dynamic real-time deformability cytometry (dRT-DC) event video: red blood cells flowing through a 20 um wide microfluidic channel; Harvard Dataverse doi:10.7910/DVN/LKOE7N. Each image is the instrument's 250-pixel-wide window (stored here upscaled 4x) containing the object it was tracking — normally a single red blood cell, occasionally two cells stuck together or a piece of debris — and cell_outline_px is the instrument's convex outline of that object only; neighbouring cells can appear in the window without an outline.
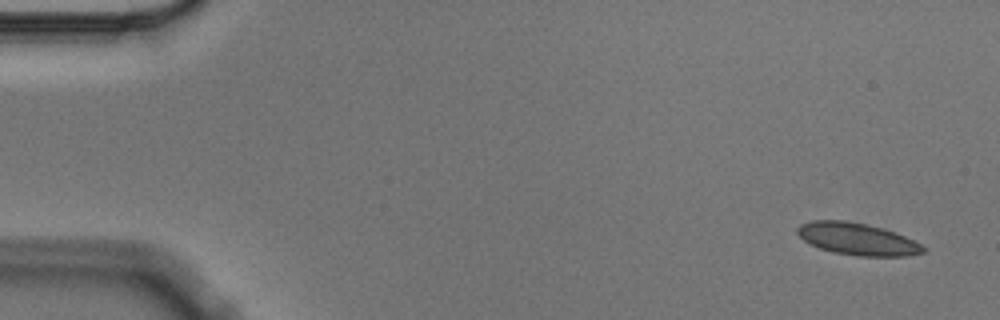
{"species": "Egyptian fruit bat (a non-hibernating species)", "species_latin": "Rousettus aegyptiacus", "temperature_condition": "cold", "stored_images_in_passage": 7, "camera_frame_rate_fps": 3000, "um_per_image_px": 0.085, "animal": {"sex": "male"}, "frame": {"image": 1, "passage_image": 1, "time_ms": 0.0, "image_size_px": [1000, 320], "cell_outline_px": [[928, 252], [908, 256], [856, 256], [832, 252], [820, 248], [804, 240], [796, 232], [796, 228], [800, 224], [812, 220], [844, 220], [868, 224], [904, 236], [928, 248]], "centroid_in_image_um": [72.88, 20.32], "position_along_channel_um": 12.1, "area_um2": 23.52}}
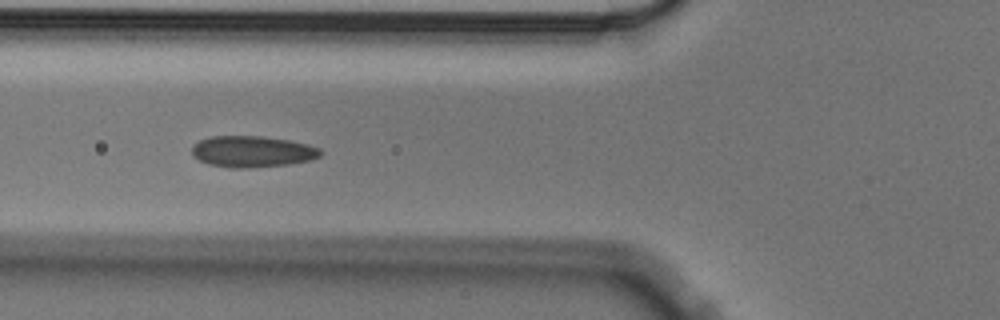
{"frame": {"image": 2, "passage_image": 6, "time_ms": 1.667, "image_size_px": [1000, 320], "cell_outline_px": [[324, 152], [320, 156], [312, 160], [288, 164], [248, 168], [232, 168], [208, 164], [192, 156], [192, 148], [200, 140], [212, 136], [264, 136], [288, 140], [308, 144], [320, 148]], "centroid_in_image_um": [21.48, 12.88], "position_along_channel_um": 104.3, "area_um2": 23.52}}
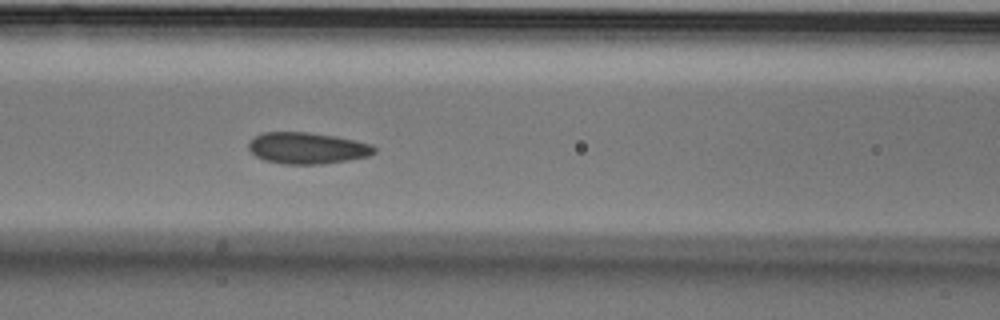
{"frame": {"image": 3, "passage_image": 7, "time_ms": 2.0, "image_size_px": [1000, 320], "cell_outline_px": [[376, 152], [368, 156], [348, 160], [320, 164], [284, 164], [264, 160], [256, 156], [248, 148], [248, 144], [256, 136], [264, 132], [308, 132], [336, 136], [372, 144], [376, 148]], "centroid_in_image_um": [26.13, 12.59], "position_along_channel_um": 140.5, "area_um2": 22.95}}